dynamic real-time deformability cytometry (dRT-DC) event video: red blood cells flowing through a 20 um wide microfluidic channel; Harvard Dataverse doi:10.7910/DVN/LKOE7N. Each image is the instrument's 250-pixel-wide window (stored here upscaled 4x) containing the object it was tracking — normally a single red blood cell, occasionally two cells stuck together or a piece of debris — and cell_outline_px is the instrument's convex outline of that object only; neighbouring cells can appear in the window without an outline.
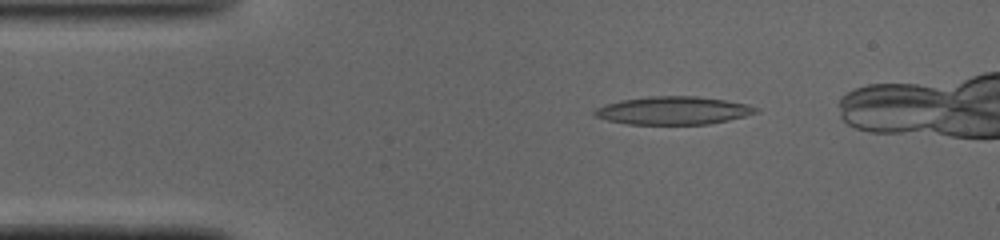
{"species": "common noctule bat (a hibernating species)", "species_latin": "Nyctalus noctula", "temperature_condition": "cold", "stored_images_in_passage": 35, "camera_frame_rate_fps": 3000, "um_per_image_px": 0.085, "animal": {"sex": "male", "body_mass_g": 19.0, "forearm_length_mm": 50.8}, "frame": {"image": 1, "passage_image": 1, "time_ms": 0.0, "image_size_px": [1000, 240], "cell_outline_px": [[760, 108], [756, 112], [744, 116], [728, 120], [708, 124], [628, 124], [608, 120], [596, 116], [592, 112], [596, 108], [604, 104], [620, 100], [648, 96], [696, 96], [724, 100], [748, 104]], "centroid_in_image_um": [57.2, 9.39], "position_along_channel_um": 27.8, "area_um2": 26.24}}
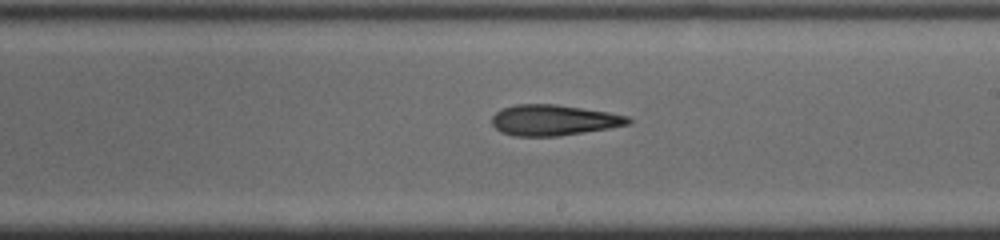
{"frame": {"image": 2, "passage_image": 20, "time_ms": 6.333, "image_size_px": [1000, 240], "cell_outline_px": [[632, 120], [628, 124], [608, 128], [560, 136], [512, 136], [500, 132], [492, 124], [492, 116], [496, 112], [504, 108], [516, 104], [556, 104], [608, 112], [628, 116]], "centroid_in_image_um": [47.03, 10.21], "position_along_channel_um": 242.0, "area_um2": 24.33}}
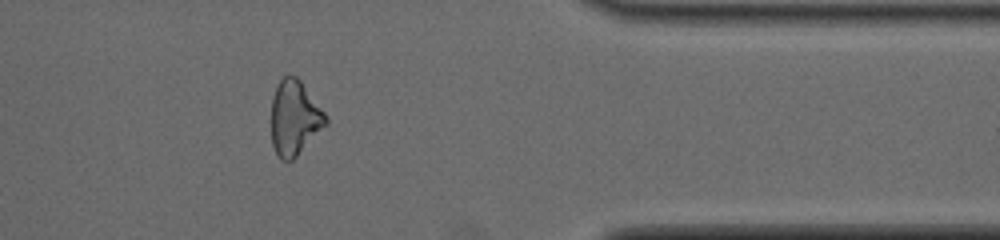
{"frame": {"image": 3, "passage_image": 32, "time_ms": 10.333, "image_size_px": [1000, 240], "cell_outline_px": [[328, 124], [292, 160], [280, 160], [272, 144], [272, 96], [276, 84], [284, 76], [296, 76], [300, 80], [324, 112], [328, 120]], "centroid_in_image_um": [25.03, 10.02], "position_along_channel_um": 386.4, "area_um2": 23.52}}